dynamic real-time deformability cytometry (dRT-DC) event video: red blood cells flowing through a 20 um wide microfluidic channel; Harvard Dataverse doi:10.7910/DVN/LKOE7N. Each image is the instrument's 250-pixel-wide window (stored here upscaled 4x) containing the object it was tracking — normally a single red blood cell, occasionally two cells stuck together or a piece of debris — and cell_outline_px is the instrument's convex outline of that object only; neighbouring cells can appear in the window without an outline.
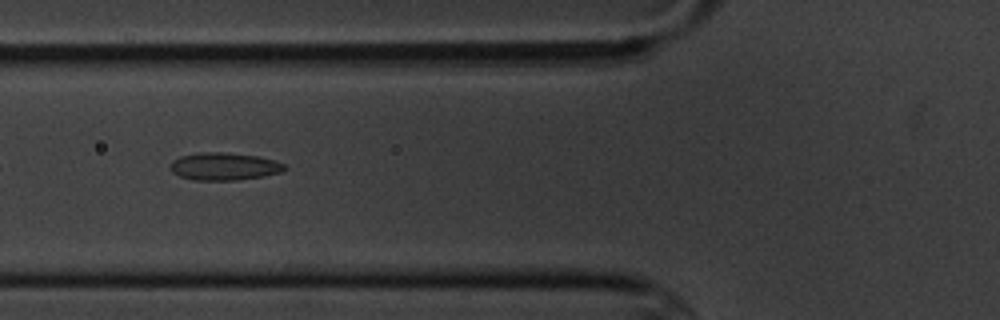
{"species": "common noctule bat (a hibernating species)", "species_latin": "Nyctalus noctula", "temperature_condition": "cold", "stored_images_in_passage": 7, "camera_frame_rate_fps": 3000, "um_per_image_px": 0.085, "animal": {"sex": "male", "body_mass_g": 20.1, "forearm_length_mm": 53.5}, "frame": {"image": 1, "passage_image": 6, "time_ms": 5.667, "image_size_px": [1000, 320], "cell_outline_px": [[288, 168], [280, 172], [264, 176], [236, 180], [196, 180], [180, 176], [172, 172], [168, 168], [172, 160], [180, 156], [200, 152], [224, 152], [260, 156], [276, 160], [284, 164]], "centroid_in_image_um": [19.05, 14.13], "position_along_channel_um": 106.7, "area_um2": 18.55}}
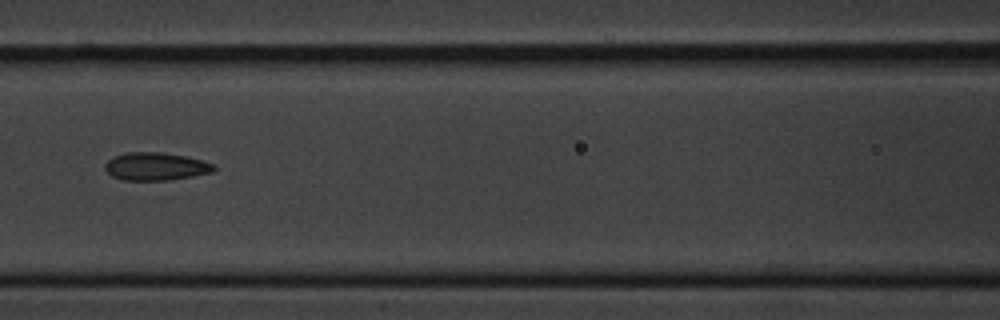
{"frame": {"image": 2, "passage_image": 7, "time_ms": 7.0, "image_size_px": [1000, 320], "cell_outline_px": [[216, 168], [212, 172], [192, 176], [168, 180], [124, 180], [112, 176], [104, 168], [104, 164], [112, 156], [128, 152], [160, 152], [184, 156], [216, 164]], "centroid_in_image_um": [13.22, 14.14], "position_along_channel_um": 153.4, "area_um2": 17.63}}